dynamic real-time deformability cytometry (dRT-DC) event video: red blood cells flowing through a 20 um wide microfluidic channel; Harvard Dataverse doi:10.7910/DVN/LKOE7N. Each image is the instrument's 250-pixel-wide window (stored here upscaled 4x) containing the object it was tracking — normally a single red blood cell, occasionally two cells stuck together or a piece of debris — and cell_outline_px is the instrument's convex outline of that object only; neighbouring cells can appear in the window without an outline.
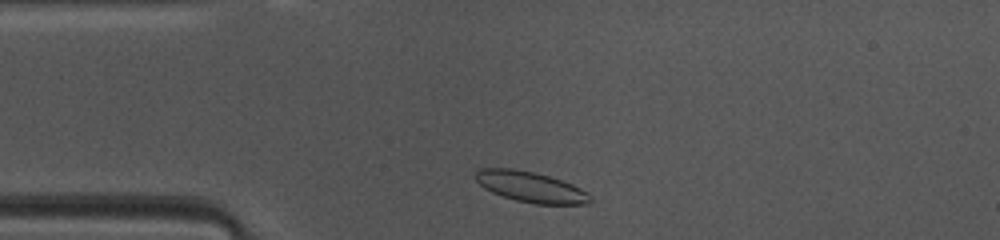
{"species": "common noctule bat (a hibernating species)", "species_latin": "Nyctalus noctula", "temperature_condition": "warm", "stored_images_in_passage": 39, "camera_frame_rate_fps": 3000, "um_per_image_px": 0.085, "animal": {"sex": "female", "body_mass_g": 10.0, "forearm_length_mm": 53.1}, "frame": {"image": 1, "passage_image": 2, "time_ms": 0.333, "image_size_px": [1000, 240], "cell_outline_px": [[592, 200], [588, 204], [536, 204], [516, 200], [492, 192], [484, 188], [472, 176], [480, 168], [512, 168], [532, 172], [548, 176], [572, 184], [588, 192]], "centroid_in_image_um": [45.09, 15.89], "position_along_channel_um": 39.9, "area_um2": 20.35}}
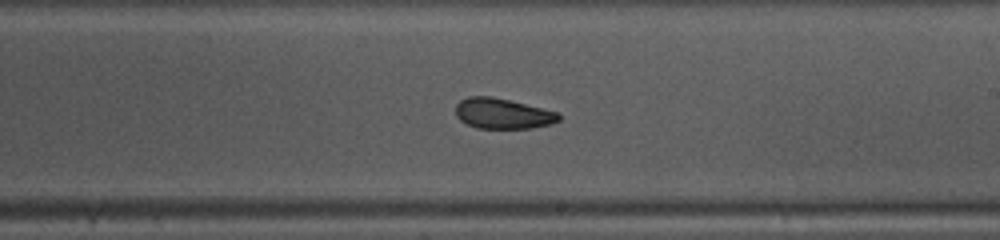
{"frame": {"image": 2, "passage_image": 18, "time_ms": 5.667, "image_size_px": [1000, 240], "cell_outline_px": [[560, 120], [552, 124], [532, 128], [476, 128], [460, 120], [456, 116], [456, 104], [460, 100], [468, 96], [492, 96], [556, 112], [560, 116]], "centroid_in_image_um": [42.69, 9.66], "position_along_channel_um": 246.3, "area_um2": 18.15}}
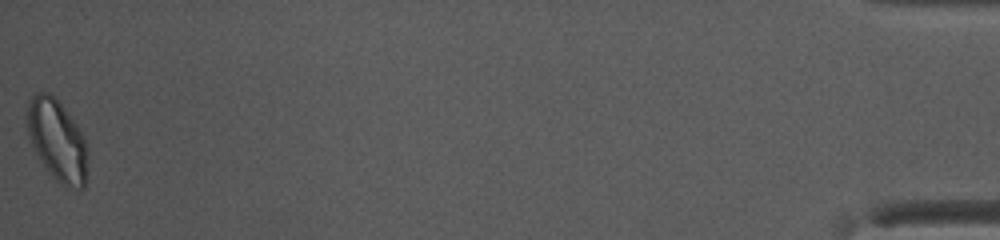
{"frame": {"image": 3, "passage_image": 39, "time_ms": 12.667, "image_size_px": [1000, 240], "cell_outline_px": [[88, 156], [84, 188], [64, 188], [48, 172], [40, 160], [32, 144], [28, 132], [28, 100], [32, 96], [40, 92], [48, 92], [64, 108], [76, 124], [84, 136], [88, 148]], "centroid_in_image_um": [4.89, 11.97], "position_along_channel_um": 430.3, "area_um2": 28.5}, "authors_computed_cell_mechanics": {"area_um2": 19.4786, "velocity_mm_per_s": 4.1344, "shape_relaxation_time_tau1_ms": 2.305, "shape_relaxation_time_tau2_ms": 1.2757, "deformation_change_tau1": 0.1211, "deformation_change_tau2": 0.0742}}